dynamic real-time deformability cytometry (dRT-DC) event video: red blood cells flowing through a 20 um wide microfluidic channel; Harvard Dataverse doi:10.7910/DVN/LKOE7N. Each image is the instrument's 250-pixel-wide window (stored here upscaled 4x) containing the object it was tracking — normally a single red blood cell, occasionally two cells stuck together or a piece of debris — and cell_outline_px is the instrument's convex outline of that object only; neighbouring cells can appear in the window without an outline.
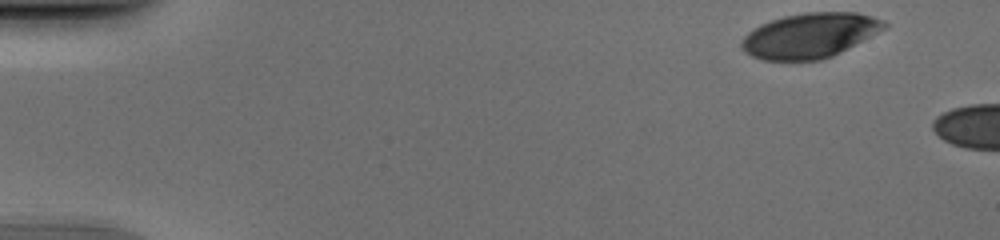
{"species": "human", "species_latin": "Homo sapiens", "temperature_condition": "cold", "stored_images_in_passage": 46, "camera_frame_rate_fps": 3000, "um_per_image_px": 0.085, "donor": {"sex": "male"}, "frame": {"image": 1, "passage_image": 1, "time_ms": 0.0, "image_size_px": [1000, 240], "cell_outline_px": [[888, 28], [832, 56], [820, 60], [764, 60], [752, 56], [744, 52], [740, 48], [740, 40], [748, 32], [760, 24], [784, 16], [804, 12], [856, 12], [872, 16], [884, 20], [888, 24]], "centroid_in_image_um": [68.84, 3.01], "position_along_channel_um": 16.2, "area_um2": 37.57}}
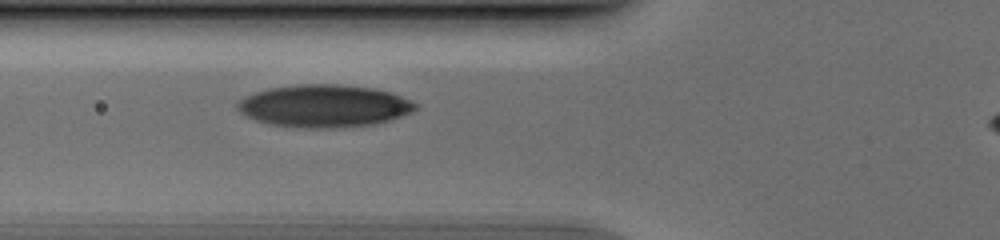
{"frame": {"image": 2, "passage_image": 17, "time_ms": 5.333, "image_size_px": [1000, 240], "cell_outline_px": [[420, 104], [412, 112], [376, 124], [336, 128], [308, 128], [268, 124], [256, 120], [240, 112], [236, 108], [236, 104], [244, 96], [268, 88], [296, 84], [336, 84], [376, 88], [400, 96]], "centroid_in_image_um": [27.54, 9.0], "position_along_channel_um": 98.3, "area_um2": 44.16}}
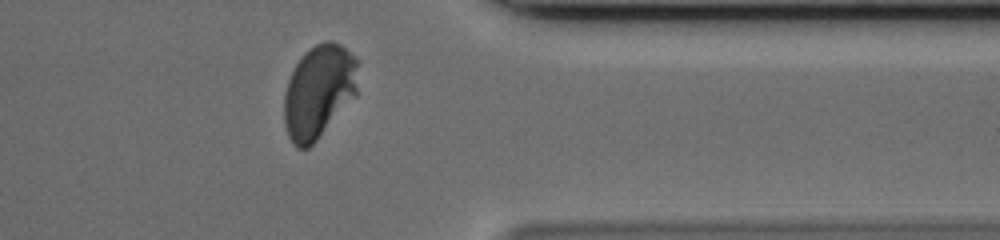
{"frame": {"image": 3, "passage_image": 39, "time_ms": 12.667, "image_size_px": [1000, 240], "cell_outline_px": [[356, 96], [316, 140], [308, 148], [296, 148], [292, 144], [288, 136], [284, 124], [284, 92], [288, 80], [300, 56], [308, 48], [324, 40], [332, 40], [340, 44], [356, 60]], "centroid_in_image_um": [27.05, 7.78], "position_along_channel_um": 384.4, "area_um2": 40.06}}